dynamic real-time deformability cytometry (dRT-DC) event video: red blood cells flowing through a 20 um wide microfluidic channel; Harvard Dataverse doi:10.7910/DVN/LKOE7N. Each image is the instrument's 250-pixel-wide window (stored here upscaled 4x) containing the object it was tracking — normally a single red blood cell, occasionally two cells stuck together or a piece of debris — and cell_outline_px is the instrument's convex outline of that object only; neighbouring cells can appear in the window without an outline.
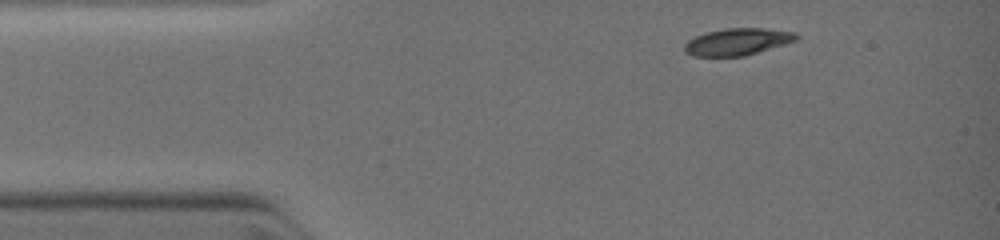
{"species": "common noctule bat (a hibernating species)", "species_latin": "Nyctalus noctula", "temperature_condition": "warm", "stored_images_in_passage": 4, "camera_frame_rate_fps": 3000, "um_per_image_px": 0.085, "animal": {"sex": "female", "body_mass_g": 19.0, "forearm_length_mm": 51.5}, "frame": {"image": 1, "passage_image": 1, "time_ms": 0.0, "image_size_px": [1000, 240], "cell_outline_px": [[800, 36], [796, 40], [784, 44], [744, 56], [692, 56], [684, 52], [684, 44], [688, 40], [696, 36], [708, 32], [728, 28], [760, 28], [796, 32]], "centroid_in_image_um": [62.67, 3.55], "position_along_channel_um": 22.3, "area_um2": 17.4}}